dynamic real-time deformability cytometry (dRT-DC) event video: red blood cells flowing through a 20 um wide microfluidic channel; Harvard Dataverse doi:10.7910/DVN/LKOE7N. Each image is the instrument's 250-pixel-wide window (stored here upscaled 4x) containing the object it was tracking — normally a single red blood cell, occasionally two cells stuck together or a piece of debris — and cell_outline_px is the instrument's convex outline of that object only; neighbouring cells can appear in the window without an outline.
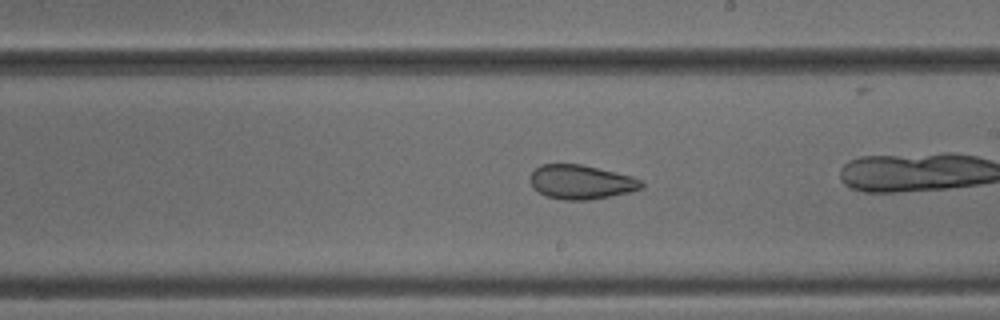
{"species": "common noctule bat (a hibernating species)", "species_latin": "Nyctalus noctula", "temperature_condition": "cold", "stored_images_in_passage": 39, "camera_frame_rate_fps": 3000, "um_per_image_px": 0.085, "animal": {"sex": "male", "body_mass_g": 18.8}, "frame": {"image": 1, "passage_image": 28, "time_ms": 9.0, "image_size_px": [1000, 320], "cell_outline_px": [[644, 188], [628, 192], [588, 200], [564, 200], [548, 196], [532, 188], [532, 172], [540, 164], [580, 164], [632, 176], [644, 180]], "centroid_in_image_um": [49.43, 15.47], "position_along_channel_um": 239.6, "area_um2": 21.96}}